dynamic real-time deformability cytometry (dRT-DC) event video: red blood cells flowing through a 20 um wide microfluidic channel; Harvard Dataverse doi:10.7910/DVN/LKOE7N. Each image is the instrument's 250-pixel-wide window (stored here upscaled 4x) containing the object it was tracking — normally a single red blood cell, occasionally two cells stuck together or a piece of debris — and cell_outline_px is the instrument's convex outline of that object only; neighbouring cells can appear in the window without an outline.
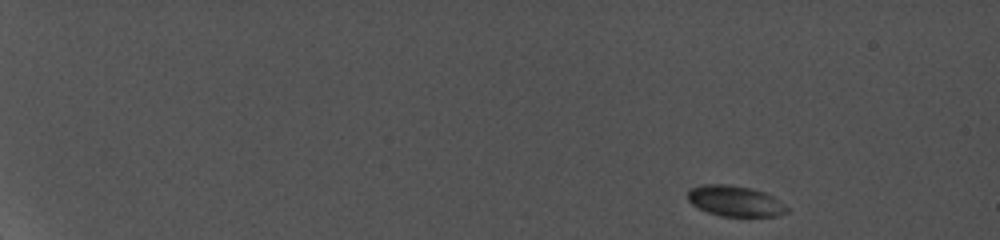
{"species": "common noctule bat (a hibernating species)", "species_latin": "Nyctalus noctula", "temperature_condition": "cold", "stored_images_in_passage": 14, "camera_frame_rate_fps": 5000, "um_per_image_px": 0.085, "animal": {"sex": "female", "body_mass_g": 19.0, "forearm_length_mm": 56.7}, "frame": {"image": 1, "passage_image": 1, "time_ms": 0.0, "image_size_px": [1000, 240], "cell_outline_px": [[788, 212], [776, 216], [720, 216], [708, 212], [692, 204], [688, 200], [688, 188], [704, 184], [732, 184], [752, 188], [764, 192], [772, 196], [788, 208]], "centroid_in_image_um": [62.46, 17.07], "position_along_channel_um": 22.5, "area_um2": 17.74}}
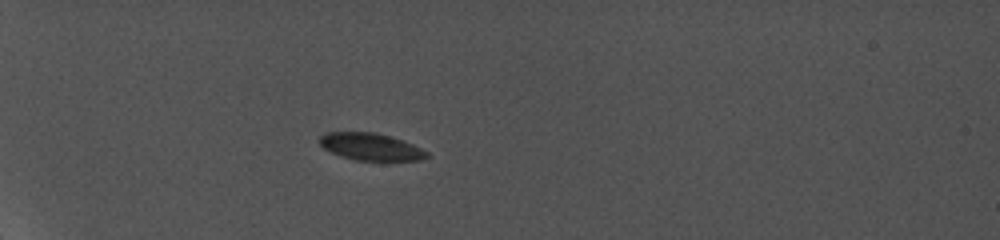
{"frame": {"image": 2, "passage_image": 10, "time_ms": 4.4, "image_size_px": [1000, 240], "cell_outline_px": [[432, 156], [420, 160], [356, 160], [340, 156], [324, 148], [320, 144], [320, 136], [324, 132], [376, 132], [404, 140], [428, 152]], "centroid_in_image_um": [31.53, 12.46], "position_along_channel_um": 53.5, "area_um2": 16.99}}